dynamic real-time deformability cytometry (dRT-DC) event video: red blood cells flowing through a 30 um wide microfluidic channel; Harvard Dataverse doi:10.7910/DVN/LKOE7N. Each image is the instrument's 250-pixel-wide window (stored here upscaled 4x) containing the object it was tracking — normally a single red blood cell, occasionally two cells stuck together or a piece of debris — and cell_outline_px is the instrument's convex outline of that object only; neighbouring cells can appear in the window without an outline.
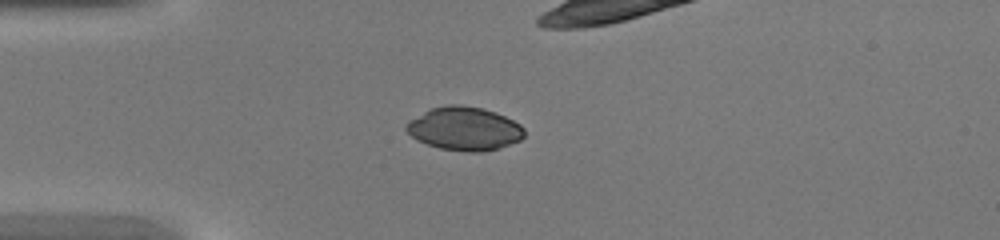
{"species": "common noctule bat (a hibernating species)", "species_latin": "Nyctalus noctula", "temperature_condition": "warm", "stored_images_in_passage": 26, "camera_frame_rate_fps": 3000, "um_per_image_px": 0.085, "animal": {"sex": "female", "body_mass_g": 20.0, "forearm_length_mm": 54.0}, "frame": {"image": 1, "passage_image": 1, "time_ms": 0.0, "image_size_px": [1000, 240], "cell_outline_px": [[524, 136], [520, 140], [500, 148], [484, 152], [468, 152], [440, 148], [416, 140], [404, 128], [408, 120], [432, 108], [448, 104], [460, 104], [480, 108], [496, 112], [520, 124], [524, 128]], "centroid_in_image_um": [39.47, 10.94], "position_along_channel_um": 45.5, "area_um2": 29.88}}
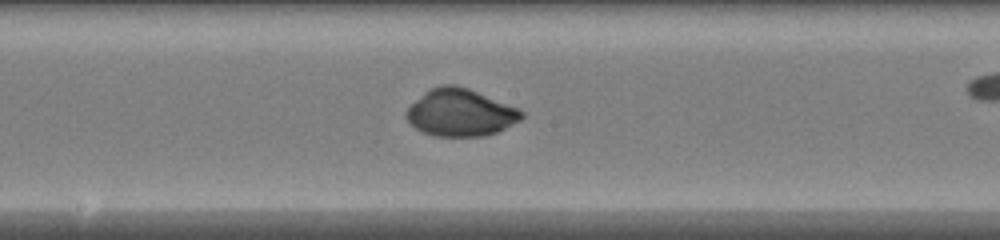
{"frame": {"image": 2, "passage_image": 13, "time_ms": 4.0, "image_size_px": [1000, 240], "cell_outline_px": [[524, 116], [520, 120], [496, 132], [484, 136], [432, 136], [420, 132], [404, 116], [404, 112], [424, 92], [440, 84], [456, 84], [468, 88], [516, 108], [524, 112]], "centroid_in_image_um": [39.09, 9.58], "position_along_channel_um": 209.1, "area_um2": 31.5}}
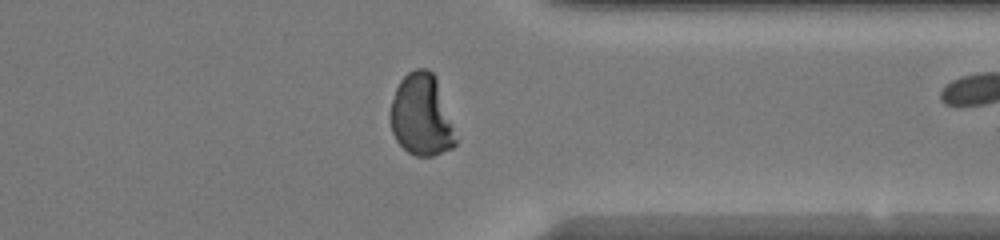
{"frame": {"image": 3, "passage_image": 24, "time_ms": 7.667, "image_size_px": [1000, 240], "cell_outline_px": [[456, 144], [452, 148], [432, 156], [416, 156], [408, 152], [396, 140], [392, 132], [388, 116], [392, 100], [396, 88], [400, 80], [408, 72], [416, 68], [428, 68], [436, 76], [452, 124], [456, 140]], "centroid_in_image_um": [35.79, 9.78], "position_along_channel_um": 375.6, "area_um2": 31.15}}